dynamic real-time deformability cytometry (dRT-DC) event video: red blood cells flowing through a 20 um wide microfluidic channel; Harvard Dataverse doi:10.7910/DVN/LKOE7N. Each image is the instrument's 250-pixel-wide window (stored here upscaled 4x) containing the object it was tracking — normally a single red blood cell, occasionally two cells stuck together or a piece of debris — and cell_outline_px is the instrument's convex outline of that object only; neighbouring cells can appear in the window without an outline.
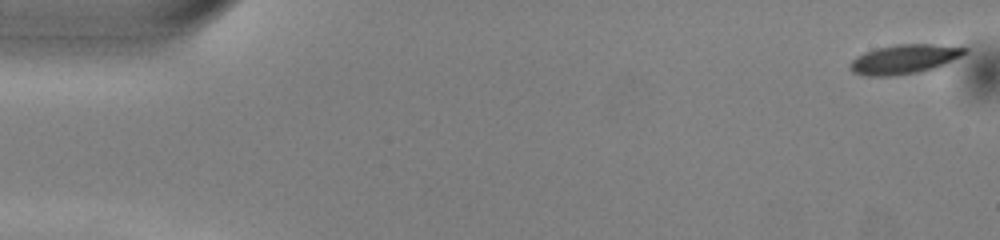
{"species": "common noctule bat (a hibernating species)", "species_latin": "Nyctalus noctula", "temperature_condition": "warm", "stored_images_in_passage": 51, "camera_frame_rate_fps": 3000, "um_per_image_px": 0.085, "animal": {"sex": "male", "body_mass_g": 13.0, "forearm_length_mm": 53.1}, "frame": {"image": 1, "passage_image": 1, "time_ms": 0.0, "image_size_px": [1000, 240], "cell_outline_px": [[968, 52], [936, 68], [916, 72], [888, 76], [868, 76], [852, 72], [848, 68], [848, 64], [856, 56], [864, 52], [876, 48], [896, 44], [932, 44], [968, 48]], "centroid_in_image_um": [76.81, 5.02], "position_along_channel_um": 8.2, "area_um2": 19.54}}
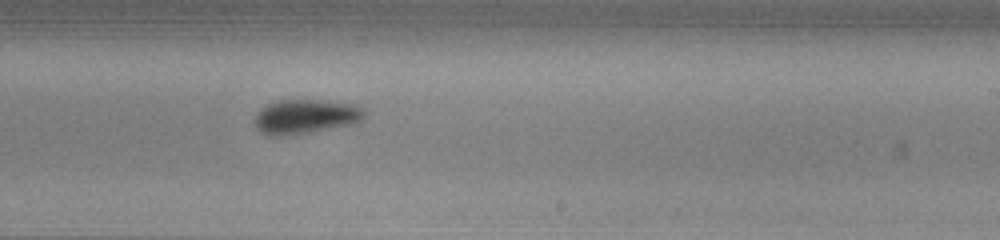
{"frame": {"image": 2, "passage_image": 31, "time_ms": 10.0, "image_size_px": [1000, 240], "cell_outline_px": [[364, 116], [360, 120], [352, 124], [288, 136], [268, 136], [260, 132], [256, 128], [256, 112], [260, 108], [276, 100], [320, 100], [352, 104], [364, 108]], "centroid_in_image_um": [25.92, 9.91], "position_along_channel_um": 263.1, "area_um2": 21.96}}
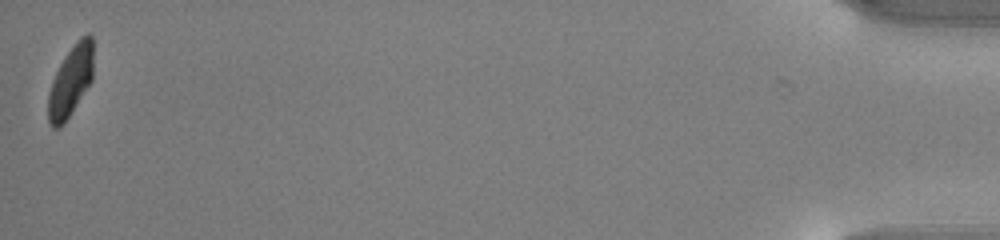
{"frame": {"image": 3, "passage_image": 51, "time_ms": 16.667, "image_size_px": [1000, 240], "cell_outline_px": [[92, 80], [64, 124], [60, 128], [52, 128], [48, 124], [48, 92], [52, 80], [60, 64], [76, 40], [80, 36], [88, 32], [92, 36]], "centroid_in_image_um": [5.98, 6.91], "position_along_channel_um": 429.2, "area_um2": 18.61}, "authors_computed_cell_mechanics": {"area_um2": 20.519, "velocity_mm_per_s": 3.9892, "shape_relaxation_time_tau1_ms": 2.8812, "shape_relaxation_time_tau2_ms": 7.295, "deformation_change_tau1": 0.1206, "deformation_change_tau2": 0.0897}}